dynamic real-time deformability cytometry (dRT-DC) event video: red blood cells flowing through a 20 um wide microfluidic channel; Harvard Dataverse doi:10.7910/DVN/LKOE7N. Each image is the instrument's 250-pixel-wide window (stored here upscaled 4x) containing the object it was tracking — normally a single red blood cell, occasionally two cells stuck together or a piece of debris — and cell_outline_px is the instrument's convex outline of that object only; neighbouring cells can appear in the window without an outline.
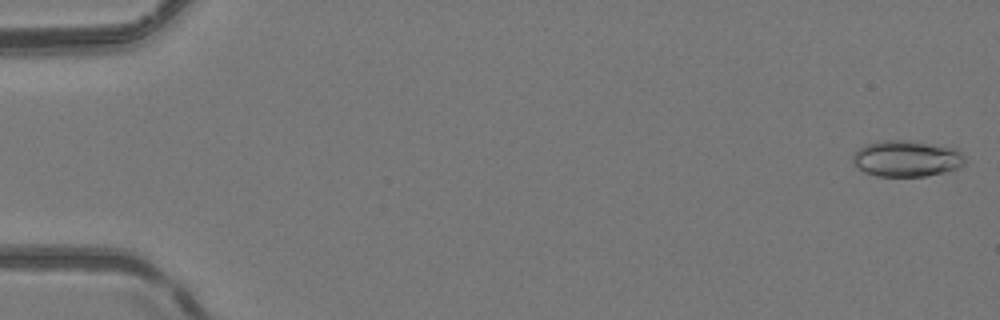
{"species": "common noctule bat (a hibernating species)", "species_latin": "Nyctalus noctula", "temperature_condition": "room temperature", "stored_images_in_passage": 35, "camera_frame_rate_fps": 3000, "um_per_image_px": 0.085, "animal": {"sex": "female", "body_mass_g": 24.6, "forearm_length_mm": 56.2}, "frame": {"image": 1, "passage_image": 1, "time_ms": 0.0, "image_size_px": [1000, 320], "cell_outline_px": [[964, 164], [960, 168], [944, 172], [924, 176], [876, 176], [864, 172], [856, 168], [852, 160], [852, 156], [864, 144], [884, 140], [908, 140], [956, 148], [964, 156]], "centroid_in_image_um": [77.04, 13.48], "position_along_channel_um": 8.0, "area_um2": 23.76}}
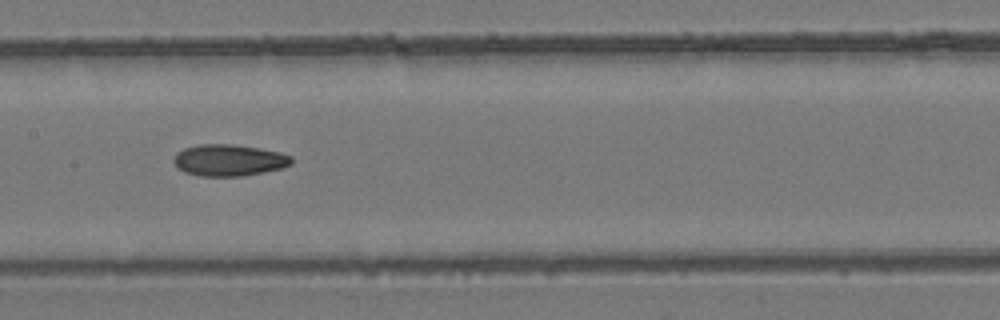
{"frame": {"image": 2, "passage_image": 26, "time_ms": 8.333, "image_size_px": [1000, 320], "cell_outline_px": [[292, 164], [284, 168], [244, 176], [200, 176], [184, 172], [176, 168], [172, 160], [176, 152], [184, 148], [200, 144], [228, 144], [256, 148], [280, 152], [292, 156]], "centroid_in_image_um": [19.44, 13.63], "position_along_channel_um": 188.0, "area_um2": 21.85}}
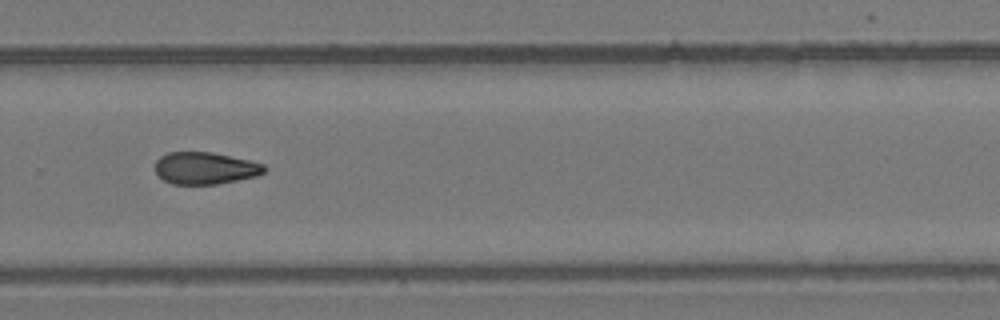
{"frame": {"image": 3, "passage_image": 35, "time_ms": 11.333, "image_size_px": [1000, 320], "cell_outline_px": [[268, 168], [264, 172], [256, 176], [216, 184], [172, 184], [164, 180], [156, 172], [156, 160], [160, 156], [168, 152], [212, 152], [248, 160], [264, 164]], "centroid_in_image_um": [17.44, 14.29], "position_along_channel_um": 312.4, "area_um2": 20.29}}